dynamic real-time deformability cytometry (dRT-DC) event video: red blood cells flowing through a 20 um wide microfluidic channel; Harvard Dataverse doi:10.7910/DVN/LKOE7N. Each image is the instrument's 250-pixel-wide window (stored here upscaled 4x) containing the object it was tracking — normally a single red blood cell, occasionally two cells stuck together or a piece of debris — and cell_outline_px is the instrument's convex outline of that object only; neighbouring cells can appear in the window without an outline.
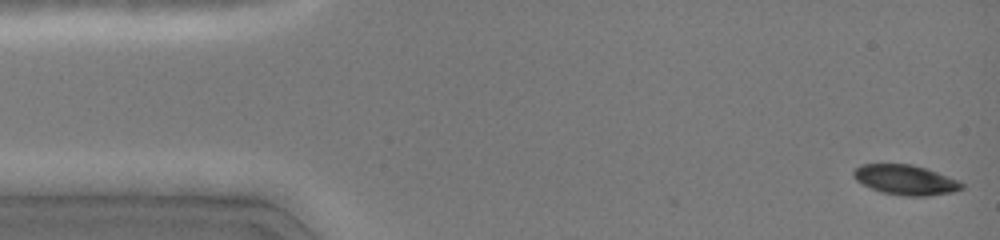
{"species": "common noctule bat (a hibernating species)", "species_latin": "Nyctalus noctula", "temperature_condition": "cold", "stored_images_in_passage": 26, "camera_frame_rate_fps": 3000, "um_per_image_px": 0.085, "animal": {"sex": "female", "body_mass_g": 19.0, "forearm_length_mm": 51.5}, "frame": {"image": 1, "passage_image": 1, "time_ms": 0.0, "image_size_px": [1000, 240], "cell_outline_px": [[964, 188], [952, 192], [928, 196], [904, 196], [880, 192], [856, 180], [852, 176], [852, 172], [860, 164], [912, 164], [960, 180], [964, 184]], "centroid_in_image_um": [76.97, 15.29], "position_along_channel_um": 8.0, "area_um2": 18.9}}
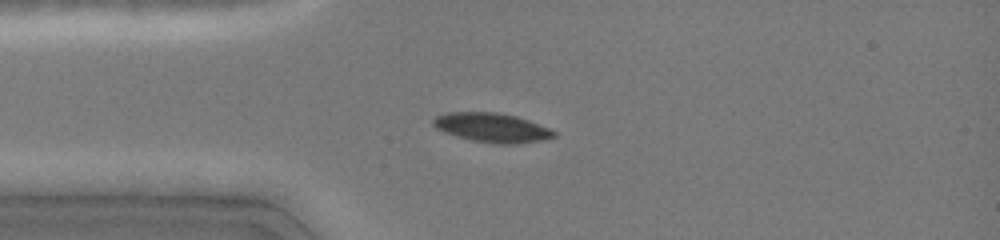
{"frame": {"image": 2, "passage_image": 20, "time_ms": 3.333, "image_size_px": [1000, 240], "cell_outline_px": [[556, 136], [540, 140], [516, 144], [500, 144], [472, 140], [456, 136], [444, 132], [436, 128], [432, 124], [432, 120], [436, 116], [448, 112], [496, 112], [516, 116], [528, 120], [548, 128], [556, 132]], "centroid_in_image_um": [41.78, 10.84], "position_along_channel_um": 43.2, "area_um2": 20.4}}